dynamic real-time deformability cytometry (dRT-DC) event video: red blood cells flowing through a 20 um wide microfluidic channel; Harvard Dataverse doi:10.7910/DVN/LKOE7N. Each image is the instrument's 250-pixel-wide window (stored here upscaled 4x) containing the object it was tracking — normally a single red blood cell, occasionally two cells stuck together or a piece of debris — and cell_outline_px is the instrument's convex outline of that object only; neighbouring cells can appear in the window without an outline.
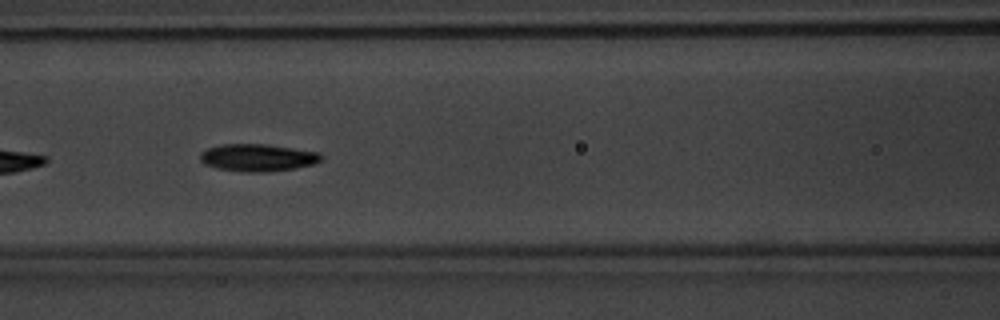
{"species": "common noctule bat (a hibernating species)", "species_latin": "Nyctalus noctula", "temperature_condition": "warm", "stored_images_in_passage": 7, "camera_frame_rate_fps": 3000, "um_per_image_px": 0.085, "animal": {"sex": "male", "body_mass_g": 20.1, "forearm_length_mm": 53.5}, "frame": {"image": 1, "passage_image": 6, "time_ms": 6.667, "image_size_px": [1000, 320], "cell_outline_px": [[324, 156], [316, 164], [296, 168], [268, 172], [244, 172], [216, 168], [204, 164], [200, 160], [200, 152], [208, 148], [224, 144], [264, 144], [320, 152]], "centroid_in_image_um": [21.92, 13.41], "position_along_channel_um": 144.7, "area_um2": 19.42}}
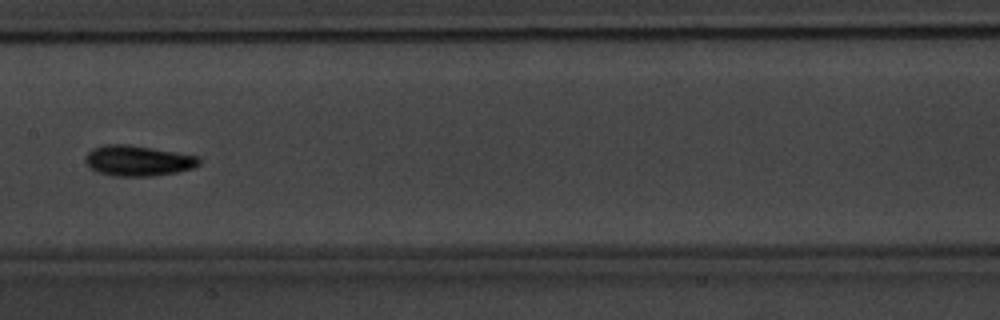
{"frame": {"image": 2, "passage_image": 7, "time_ms": 8.0, "image_size_px": [1000, 320], "cell_outline_px": [[200, 164], [192, 168], [176, 172], [152, 176], [112, 176], [96, 172], [84, 160], [88, 152], [92, 148], [104, 144], [128, 144], [200, 156]], "centroid_in_image_um": [11.72, 13.65], "position_along_channel_um": 195.7, "area_um2": 20.29}}